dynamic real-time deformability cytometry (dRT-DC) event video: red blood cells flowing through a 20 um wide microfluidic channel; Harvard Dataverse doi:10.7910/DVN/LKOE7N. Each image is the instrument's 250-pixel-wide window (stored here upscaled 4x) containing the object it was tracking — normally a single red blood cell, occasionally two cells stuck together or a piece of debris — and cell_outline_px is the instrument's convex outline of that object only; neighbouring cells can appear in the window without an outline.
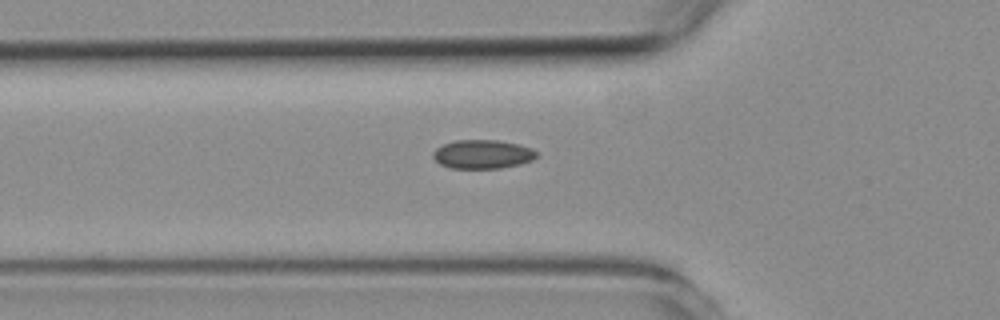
{"species": "common noctule bat (a hibernating species)", "species_latin": "Nyctalus noctula", "temperature_condition": "room temperature", "stored_images_in_passage": 6, "camera_frame_rate_fps": 3000, "um_per_image_px": 0.085, "animal": {"sex": "female", "body_mass_g": 19.3, "forearm_length_mm": 54.1}, "frame": {"image": 1, "passage_image": 6, "time_ms": 6.667, "image_size_px": [1000, 320], "cell_outline_px": [[540, 156], [532, 160], [520, 164], [500, 168], [452, 168], [440, 164], [432, 156], [432, 152], [436, 148], [444, 144], [456, 140], [496, 140], [516, 144], [532, 148]], "centroid_in_image_um": [41.02, 13.11], "position_along_channel_um": 84.8, "area_um2": 17.34}}